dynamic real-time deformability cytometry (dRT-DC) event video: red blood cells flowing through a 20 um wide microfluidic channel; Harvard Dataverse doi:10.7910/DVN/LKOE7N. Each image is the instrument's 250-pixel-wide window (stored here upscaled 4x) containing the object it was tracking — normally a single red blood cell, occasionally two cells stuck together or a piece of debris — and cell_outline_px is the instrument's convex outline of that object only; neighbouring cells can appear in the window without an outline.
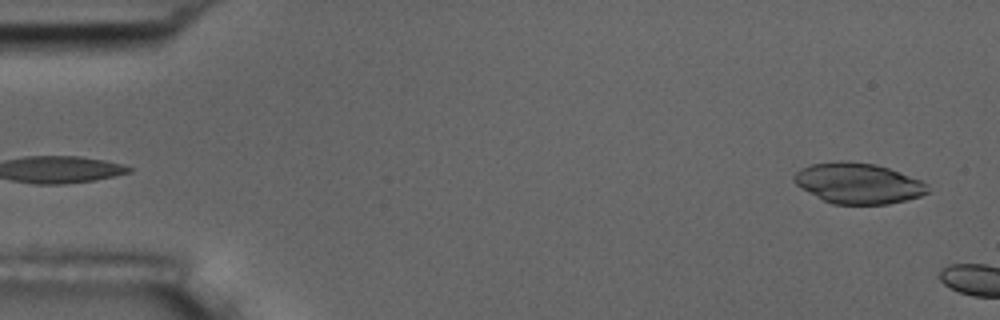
{"species": "common noctule bat (a hibernating species)", "species_latin": "Nyctalus noctula", "temperature_condition": "room temperature", "stored_images_in_passage": 4, "camera_frame_rate_fps": 3000, "um_per_image_px": 0.085, "animal": {"sex": "male", "body_mass_g": 17.5, "forearm_length_mm": 52.3}, "frame": {"image": 1, "passage_image": 1, "time_ms": 0.0, "image_size_px": [1000, 320], "cell_outline_px": [[928, 192], [920, 196], [888, 204], [832, 204], [800, 188], [792, 180], [792, 176], [800, 168], [812, 164], [840, 160], [848, 160], [876, 164], [888, 168], [920, 180], [928, 184]], "centroid_in_image_um": [72.9, 15.57], "position_along_channel_um": 12.1, "area_um2": 31.67}}